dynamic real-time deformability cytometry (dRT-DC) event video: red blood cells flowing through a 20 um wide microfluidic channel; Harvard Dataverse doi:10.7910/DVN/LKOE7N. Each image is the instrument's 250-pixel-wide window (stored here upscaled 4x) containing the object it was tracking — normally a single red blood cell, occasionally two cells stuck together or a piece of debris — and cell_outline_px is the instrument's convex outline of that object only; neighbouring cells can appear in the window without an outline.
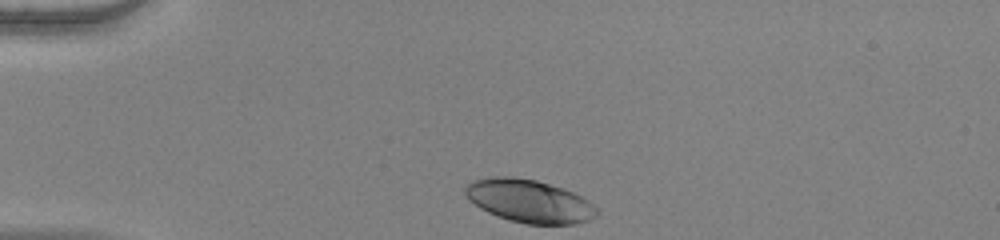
{"species": "human", "species_latin": "Homo sapiens", "temperature_condition": "warm", "stored_images_in_passage": 33, "camera_frame_rate_fps": 3000, "um_per_image_px": 0.085, "donor": {"sex": "female"}, "frame": {"image": 1, "passage_image": 1, "time_ms": 0.0, "image_size_px": [1000, 240], "cell_outline_px": [[600, 212], [596, 216], [588, 220], [576, 224], [524, 224], [508, 220], [488, 212], [480, 208], [464, 192], [464, 188], [472, 180], [492, 176], [512, 176], [536, 180], [572, 192], [588, 200]], "centroid_in_image_um": [44.99, 17.09], "position_along_channel_um": 40.0, "area_um2": 32.77}}
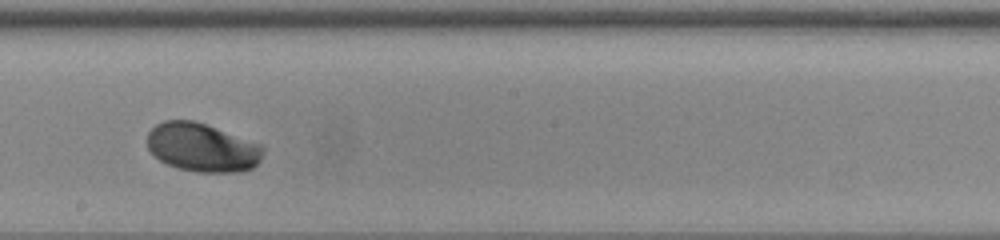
{"frame": {"image": 2, "passage_image": 19, "time_ms": 6.0, "image_size_px": [1000, 240], "cell_outline_px": [[264, 152], [260, 160], [252, 168], [236, 172], [196, 172], [180, 168], [168, 164], [160, 160], [148, 148], [148, 132], [156, 124], [164, 120], [192, 120], [264, 144]], "centroid_in_image_um": [17.22, 12.53], "position_along_channel_um": 231.0, "area_um2": 32.71}}
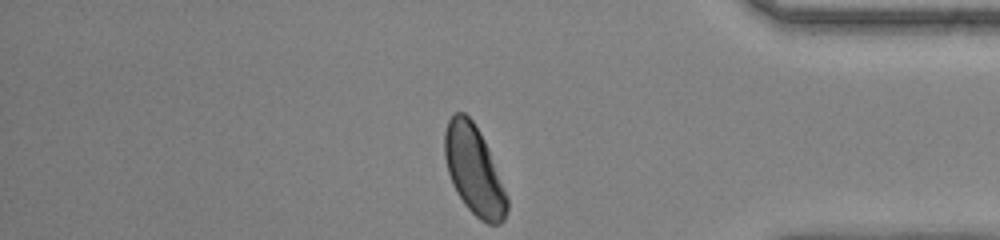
{"frame": {"image": 3, "passage_image": 33, "time_ms": 10.667, "image_size_px": [1000, 240], "cell_outline_px": [[508, 208], [504, 220], [500, 224], [488, 224], [480, 220], [464, 204], [456, 192], [452, 184], [448, 172], [444, 156], [444, 132], [448, 120], [456, 112], [464, 112], [472, 120], [480, 132], [484, 140], [508, 200]], "centroid_in_image_um": [40.26, 14.48], "position_along_channel_um": 394.9, "area_um2": 31.91}, "authors_computed_cell_mechanics": {"area_um2": 32.7726, "velocity_mm_per_s": 3.932, "shape_relaxation_time_tau1_ms": 2.0998, "shape_relaxation_time_tau2_ms": null, "deformation_change_tau1": 0.1519, "deformation_change_tau2": null}}